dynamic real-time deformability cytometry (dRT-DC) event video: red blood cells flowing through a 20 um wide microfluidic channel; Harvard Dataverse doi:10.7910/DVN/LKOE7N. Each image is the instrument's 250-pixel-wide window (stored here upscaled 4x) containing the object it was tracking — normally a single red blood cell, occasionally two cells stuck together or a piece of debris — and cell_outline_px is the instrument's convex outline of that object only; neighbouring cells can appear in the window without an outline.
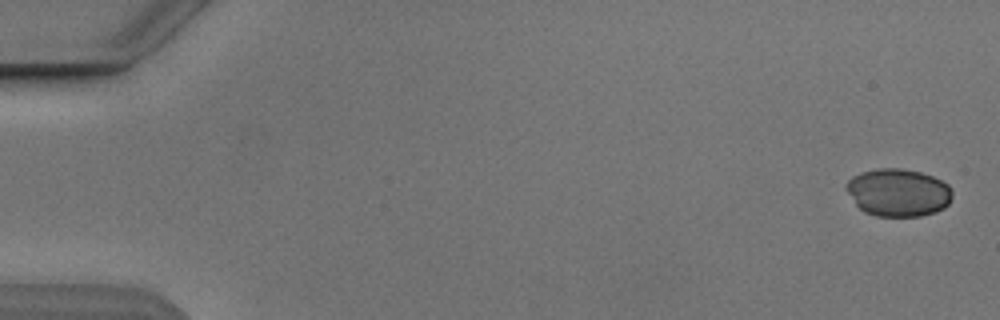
{"species": "Egyptian fruit bat (a non-hibernating species)", "species_latin": "Rousettus aegyptiacus", "temperature_condition": "cold", "stored_images_in_passage": 6, "camera_frame_rate_fps": 3000, "um_per_image_px": 0.085, "animal": {"sex": "male"}, "frame": {"image": 1, "passage_image": 1, "time_ms": 0.0, "image_size_px": [1000, 320], "cell_outline_px": [[952, 196], [948, 204], [944, 208], [936, 212], [920, 216], [876, 216], [864, 212], [856, 204], [844, 188], [844, 184], [852, 176], [864, 172], [880, 168], [900, 168], [920, 172], [932, 176], [948, 184], [952, 188]], "centroid_in_image_um": [76.34, 16.37], "position_along_channel_um": 8.7, "area_um2": 29.59}}
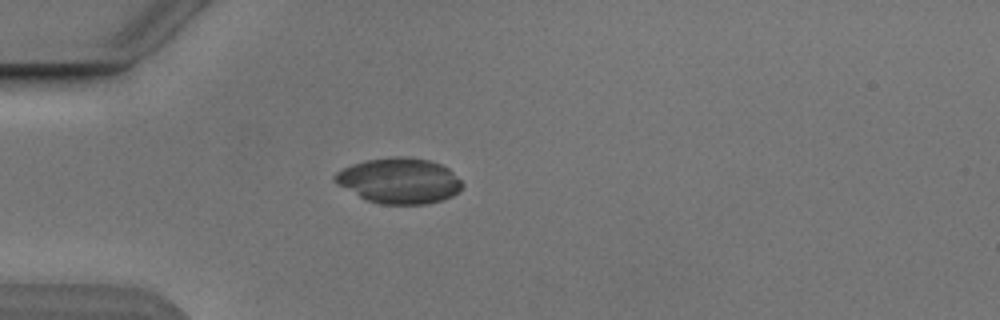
{"frame": {"image": 2, "passage_image": 5, "time_ms": 4.667, "image_size_px": [1000, 320], "cell_outline_px": [[464, 184], [460, 192], [444, 200], [428, 204], [380, 204], [368, 200], [336, 184], [332, 180], [332, 176], [336, 172], [352, 164], [368, 160], [392, 156], [408, 156], [428, 160], [440, 164], [448, 168]], "centroid_in_image_um": [33.95, 15.36], "position_along_channel_um": 51.1, "area_um2": 33.93}}